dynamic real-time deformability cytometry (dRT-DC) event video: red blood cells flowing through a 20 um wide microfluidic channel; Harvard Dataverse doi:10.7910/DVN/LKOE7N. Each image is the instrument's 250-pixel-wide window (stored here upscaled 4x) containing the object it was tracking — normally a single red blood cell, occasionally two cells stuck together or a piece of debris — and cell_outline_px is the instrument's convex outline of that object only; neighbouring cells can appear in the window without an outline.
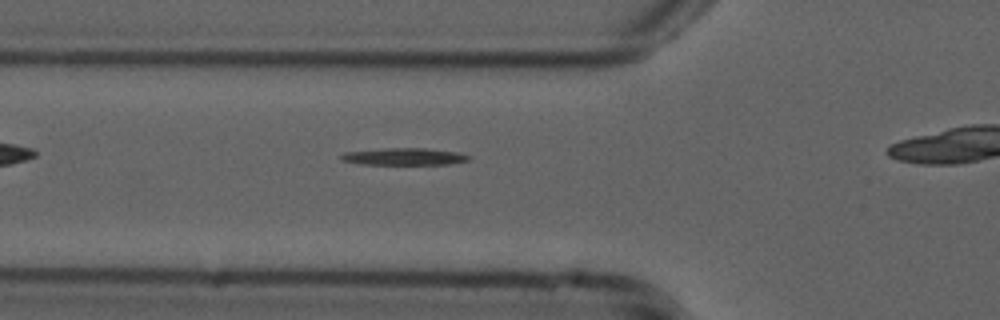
{"species": "common noctule bat (a hibernating species)", "species_latin": "Nyctalus noctula", "temperature_condition": "cold", "stored_images_in_passage": 28, "camera_frame_rate_fps": 3000, "um_per_image_px": 0.085, "animal": {"sex": "male", "forearm_length_mm": 52.5}, "frame": {"image": 1, "passage_image": 3, "time_ms": 0.667, "image_size_px": [1000, 320], "cell_outline_px": [[472, 156], [468, 160], [448, 164], [360, 164], [340, 160], [340, 156], [344, 152], [384, 148], [424, 148], [460, 152]], "centroid_in_image_um": [34.35, 13.3], "position_along_channel_um": 91.5, "area_um2": 12.72}}
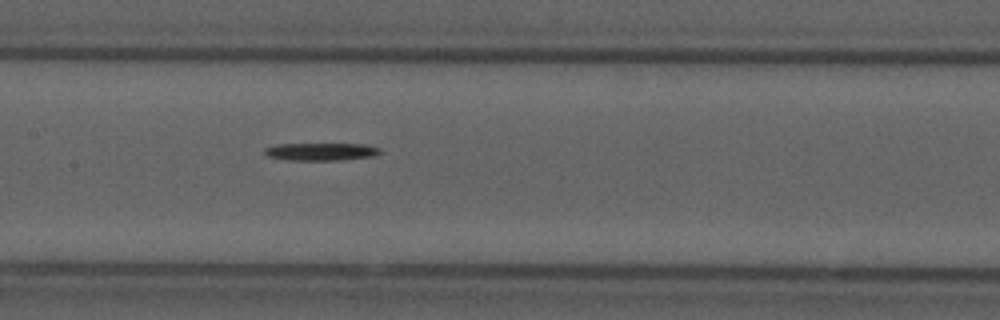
{"frame": {"image": 2, "passage_image": 10, "time_ms": 3.0, "image_size_px": [1000, 320], "cell_outline_px": [[380, 152], [376, 156], [344, 160], [288, 160], [268, 156], [264, 152], [264, 148], [276, 144], [364, 144], [380, 148]], "centroid_in_image_um": [27.3, 12.89], "position_along_channel_um": 180.1, "area_um2": 11.91}}
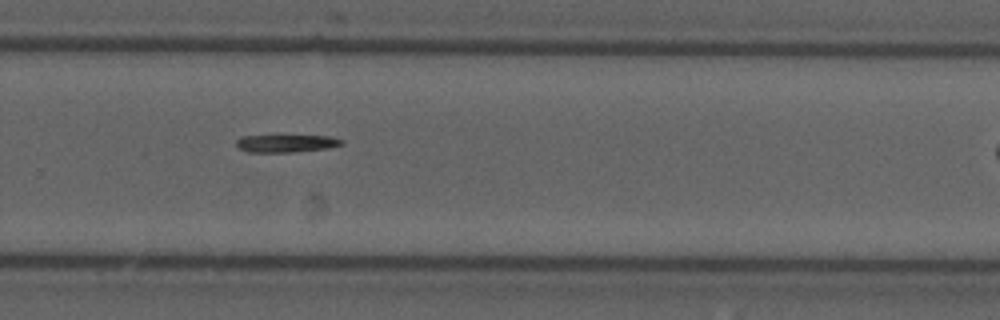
{"frame": {"image": 3, "passage_image": 20, "time_ms": 6.333, "image_size_px": [1000, 320], "cell_outline_px": [[344, 144], [328, 148], [292, 152], [248, 152], [236, 148], [236, 140], [240, 136], [328, 136], [344, 140]], "centroid_in_image_um": [24.29, 12.19], "position_along_channel_um": 305.5, "area_um2": 10.81}}